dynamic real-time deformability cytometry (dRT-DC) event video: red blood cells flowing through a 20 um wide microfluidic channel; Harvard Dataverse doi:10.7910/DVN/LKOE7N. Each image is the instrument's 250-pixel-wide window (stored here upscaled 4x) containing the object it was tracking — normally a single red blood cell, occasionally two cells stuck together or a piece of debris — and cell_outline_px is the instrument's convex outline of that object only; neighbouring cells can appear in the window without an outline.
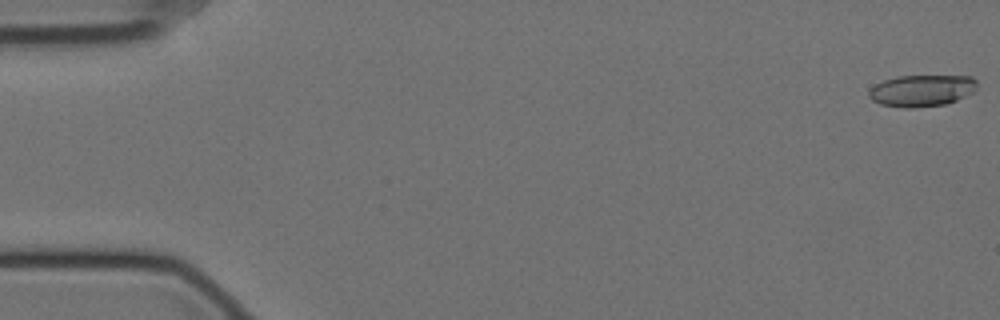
{"species": "Egyptian fruit bat (a non-hibernating species)", "species_latin": "Rousettus aegyptiacus", "temperature_condition": "cold", "stored_images_in_passage": 58, "camera_frame_rate_fps": 3000, "um_per_image_px": 0.085, "animal": {"sex": "female"}, "frame": {"image": 1, "passage_image": 1, "time_ms": 0.0, "image_size_px": [1000, 320], "cell_outline_px": [[976, 88], [972, 92], [948, 104], [912, 108], [904, 108], [880, 104], [872, 100], [868, 96], [868, 92], [876, 84], [884, 80], [896, 76], [972, 76], [976, 80]], "centroid_in_image_um": [78.33, 7.7], "position_along_channel_um": 6.7, "area_um2": 19.94}}
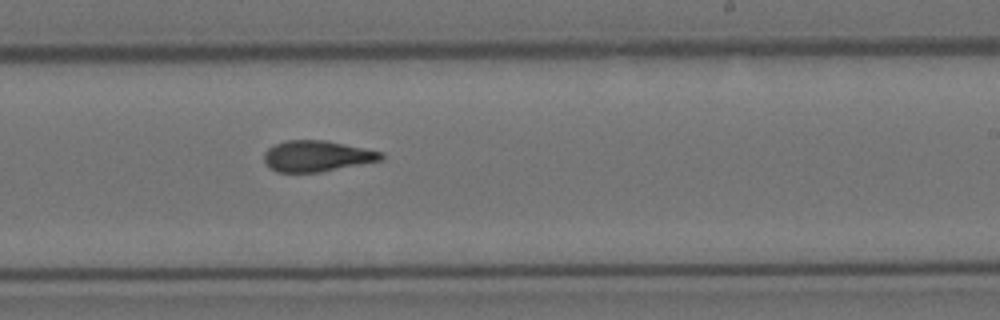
{"frame": {"image": 2, "passage_image": 35, "time_ms": 11.333, "image_size_px": [1000, 320], "cell_outline_px": [[384, 160], [320, 172], [276, 172], [268, 168], [264, 160], [264, 152], [268, 148], [284, 140], [324, 140], [384, 152]], "centroid_in_image_um": [26.93, 13.27], "position_along_channel_um": 262.1, "area_um2": 21.27}}
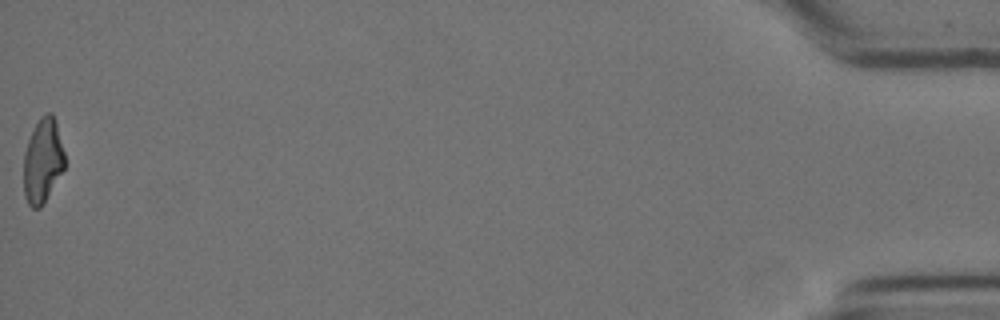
{"frame": {"image": 3, "passage_image": 58, "time_ms": 19.0, "image_size_px": [1000, 320], "cell_outline_px": [[64, 168], [40, 208], [32, 208], [28, 204], [24, 196], [24, 152], [28, 140], [40, 116], [48, 112], [52, 112], [56, 120], [64, 152]], "centroid_in_image_um": [3.62, 13.64], "position_along_channel_um": 431.6, "area_um2": 20.0}, "authors_computed_cell_mechanics": {"area_um2": 21.2415, "velocity_mm_per_s": 3.522, "shape_relaxation_time_tau1_ms": null, "shape_relaxation_time_tau2_ms": 2.7726, "deformation_change_tau1": null, "deformation_change_tau2": 0.1101}}